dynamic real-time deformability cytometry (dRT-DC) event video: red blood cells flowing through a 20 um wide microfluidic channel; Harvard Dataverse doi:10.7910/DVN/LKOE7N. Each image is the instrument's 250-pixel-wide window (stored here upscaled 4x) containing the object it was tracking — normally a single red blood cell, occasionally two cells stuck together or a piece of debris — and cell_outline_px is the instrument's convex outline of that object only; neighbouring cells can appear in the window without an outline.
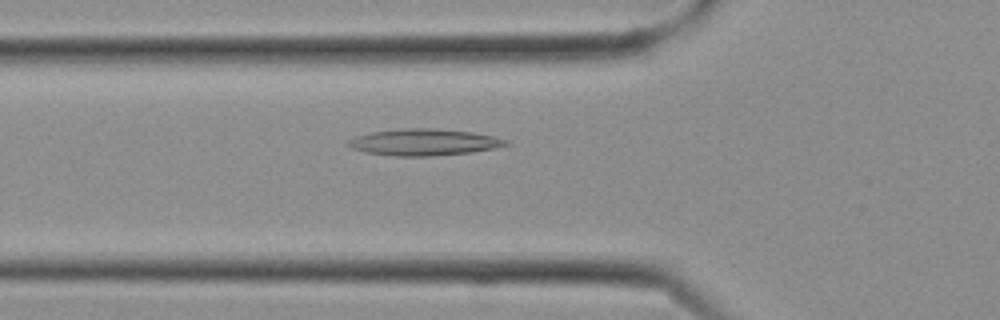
{"species": "Egyptian fruit bat (a non-hibernating species)", "species_latin": "Rousettus aegyptiacus", "temperature_condition": "cold", "stored_images_in_passage": 6, "camera_frame_rate_fps": 3000, "um_per_image_px": 0.085, "frame": {"image": 1, "passage_image": 4, "time_ms": 1.0, "image_size_px": [1000, 320], "cell_outline_px": [[512, 144], [496, 148], [472, 152], [432, 156], [396, 156], [364, 152], [352, 148], [348, 144], [348, 140], [356, 136], [372, 132], [400, 128], [432, 128], [472, 132], [492, 136], [508, 140]], "centroid_in_image_um": [36.07, 12.09], "position_along_channel_um": 89.7, "area_um2": 24.45}}
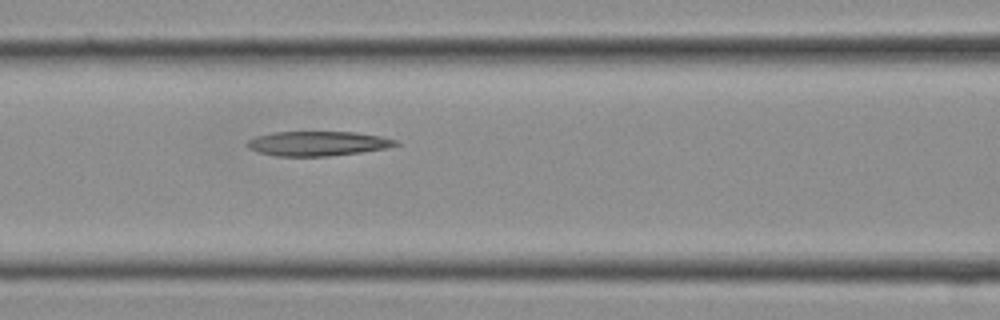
{"frame": {"image": 2, "passage_image": 6, "time_ms": 1.667, "image_size_px": [1000, 320], "cell_outline_px": [[400, 144], [384, 148], [360, 152], [328, 156], [276, 156], [260, 152], [248, 148], [244, 144], [252, 136], [272, 132], [356, 132], [380, 136], [400, 140]], "centroid_in_image_um": [26.97, 12.19], "position_along_channel_um": 139.6, "area_um2": 21.39}}